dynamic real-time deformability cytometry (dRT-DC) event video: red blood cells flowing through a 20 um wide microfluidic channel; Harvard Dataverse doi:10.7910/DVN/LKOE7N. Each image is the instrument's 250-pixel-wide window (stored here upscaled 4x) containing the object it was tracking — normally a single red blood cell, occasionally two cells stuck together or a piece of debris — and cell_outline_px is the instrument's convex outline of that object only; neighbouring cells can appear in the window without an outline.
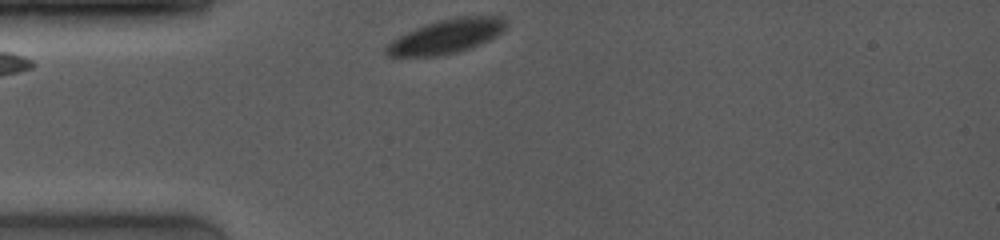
{"species": "common noctule bat (a hibernating species)", "species_latin": "Nyctalus noctula", "temperature_condition": "room temperature", "stored_images_in_passage": 6, "camera_frame_rate_fps": 4000, "um_per_image_px": 0.085, "animal": {"sex": "female", "body_mass_g": 19.0, "forearm_length_mm": 53.3}, "frame": {"image": 1, "passage_image": 1, "time_ms": 0.0, "image_size_px": [1000, 240], "cell_outline_px": [[508, 24], [504, 32], [488, 40], [468, 48], [456, 52], [436, 56], [388, 56], [384, 52], [384, 48], [392, 40], [424, 24], [436, 20], [460, 16], [504, 16]], "centroid_in_image_um": [37.97, 3.07], "position_along_channel_um": 47.0, "area_um2": 23.81}}
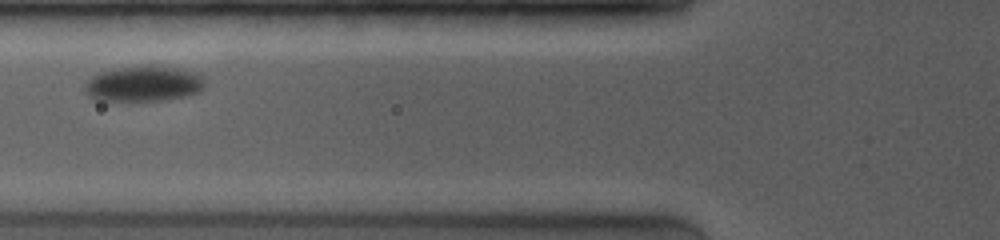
{"frame": {"image": 2, "passage_image": 5, "time_ms": 2.25, "image_size_px": [1000, 240], "cell_outline_px": [[204, 88], [200, 92], [184, 96], [164, 100], [96, 100], [88, 96], [84, 88], [84, 84], [92, 76], [100, 72], [116, 68], [148, 64], [176, 68], [200, 72], [204, 80]], "centroid_in_image_um": [12.23, 7.09], "position_along_channel_um": 113.6, "area_um2": 25.14}}